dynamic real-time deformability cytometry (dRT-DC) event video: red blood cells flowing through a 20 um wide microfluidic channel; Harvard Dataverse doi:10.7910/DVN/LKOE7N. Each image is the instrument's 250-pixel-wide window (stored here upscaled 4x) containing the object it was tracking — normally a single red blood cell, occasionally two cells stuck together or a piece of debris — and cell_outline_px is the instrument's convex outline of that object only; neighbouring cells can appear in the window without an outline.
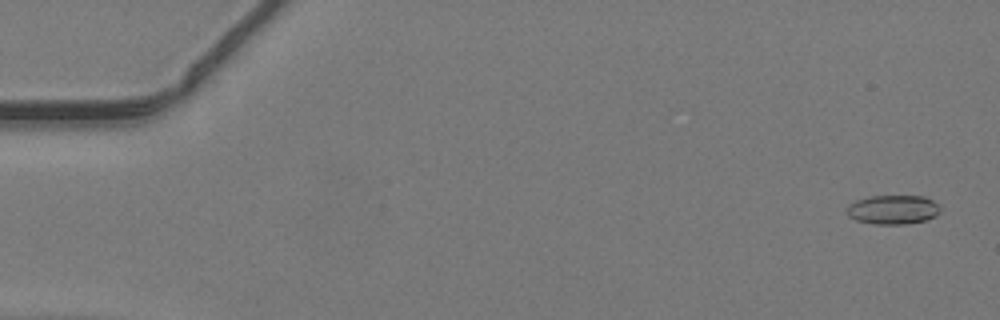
{"species": "common noctule bat (a hibernating species)", "species_latin": "Nyctalus noctula", "temperature_condition": "warm", "stored_images_in_passage": 49, "segment_of_instrument_passage": [1, 2], "camera_frame_rate_fps": 3000, "um_per_image_px": 0.085, "animal": {"sex": "male", "body_mass_g": 19.2, "forearm_length_mm": 51.8}, "frame": {"image": 1, "passage_image": 2, "time_ms": 0.333, "image_size_px": [1000, 320], "cell_outline_px": [[940, 212], [936, 216], [924, 220], [908, 224], [876, 224], [856, 220], [848, 216], [848, 204], [856, 200], [872, 196], [924, 196], [940, 204]], "centroid_in_image_um": [75.93, 17.81], "position_along_channel_um": 9.1, "area_um2": 15.9}}
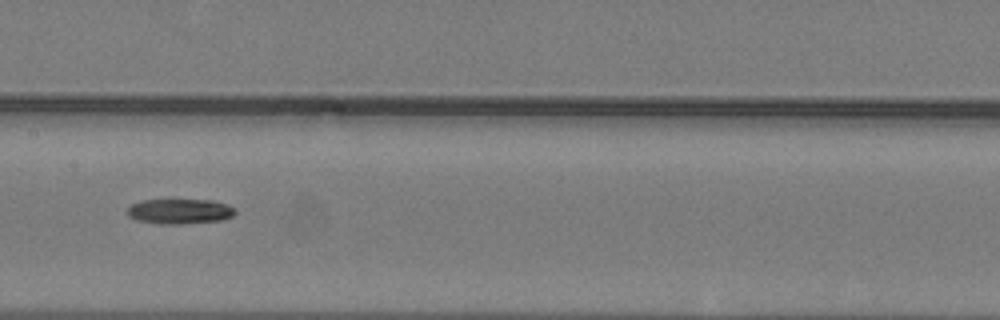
{"frame": {"image": 2, "passage_image": 25, "time_ms": 8.0, "image_size_px": [1000, 320], "cell_outline_px": [[236, 212], [232, 216], [224, 220], [176, 224], [156, 224], [136, 220], [128, 216], [128, 208], [132, 204], [140, 200], [216, 200], [228, 204], [236, 208]], "centroid_in_image_um": [15.31, 17.96], "position_along_channel_um": 192.1, "area_um2": 15.95}}
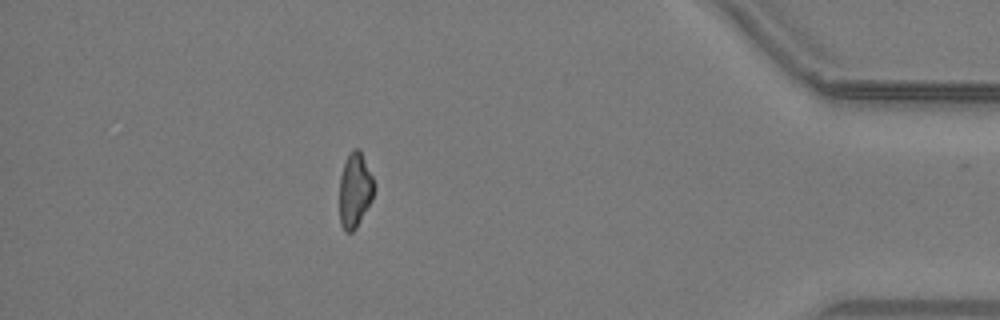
{"frame": {"image": 3, "passage_image": 43, "time_ms": 14.0, "image_size_px": [1000, 320], "cell_outline_px": [[376, 188], [372, 200], [356, 228], [352, 232], [344, 232], [340, 224], [340, 176], [348, 152], [352, 148], [360, 148], [376, 184]], "centroid_in_image_um": [30.19, 16.14], "position_along_channel_um": 405.0, "area_um2": 15.43}}